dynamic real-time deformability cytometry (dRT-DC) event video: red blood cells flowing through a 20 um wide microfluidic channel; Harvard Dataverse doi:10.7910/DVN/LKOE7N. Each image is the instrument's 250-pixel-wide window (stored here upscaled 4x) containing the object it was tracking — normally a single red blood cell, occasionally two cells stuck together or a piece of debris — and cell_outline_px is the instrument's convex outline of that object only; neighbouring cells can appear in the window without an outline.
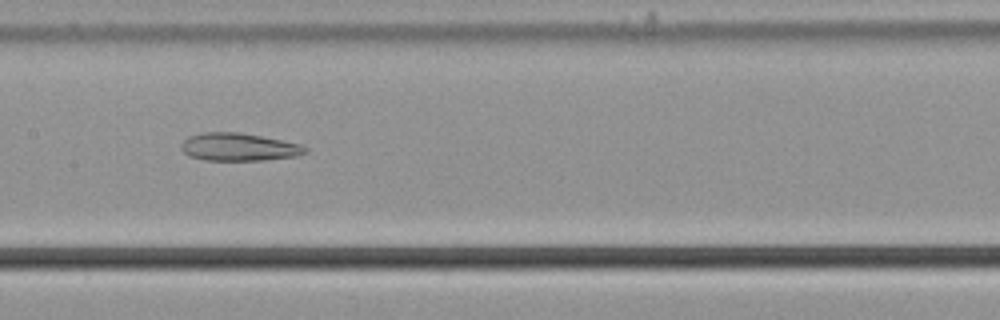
{"species": "common noctule bat (a hibernating species)", "species_latin": "Nyctalus noctula", "temperature_condition": "cold", "stored_images_in_passage": 55, "camera_frame_rate_fps": 3000, "um_per_image_px": 0.085, "animal": {"sex": "male", "body_mass_g": 21.5, "forearm_length_mm": 52.0}, "frame": {"image": 1, "passage_image": 28, "time_ms": 9.0, "image_size_px": [1000, 320], "cell_outline_px": [[308, 152], [296, 156], [264, 160], [204, 160], [188, 156], [180, 148], [180, 144], [188, 136], [200, 132], [240, 132], [300, 144], [308, 148]], "centroid_in_image_um": [20.25, 12.49], "position_along_channel_um": 187.1, "area_um2": 20.17}}
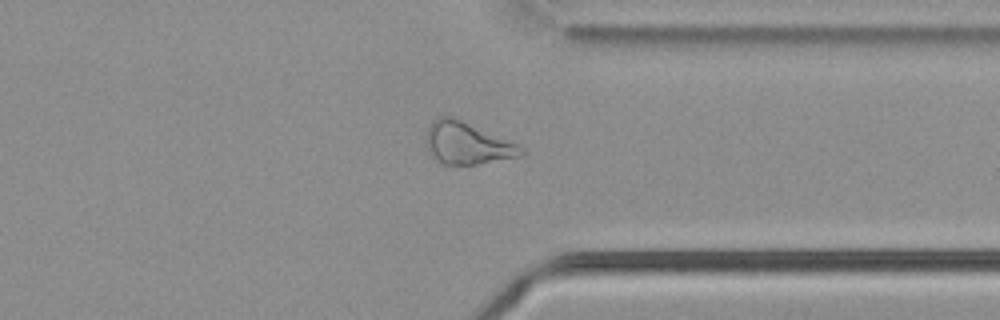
{"frame": {"image": 2, "passage_image": 43, "time_ms": 14.0, "image_size_px": [1000, 320], "cell_outline_px": [[524, 152], [520, 156], [480, 164], [444, 164], [436, 160], [428, 152], [428, 128], [432, 120], [440, 116], [452, 116], [516, 144], [524, 148]], "centroid_in_image_um": [39.69, 12.18], "position_along_channel_um": 371.7, "area_um2": 22.72}}
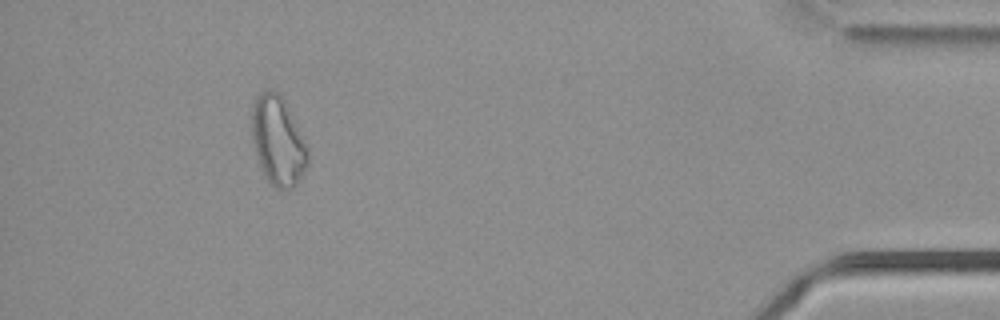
{"frame": {"image": 3, "passage_image": 51, "time_ms": 16.667, "image_size_px": [1000, 320], "cell_outline_px": [[308, 164], [296, 184], [288, 192], [284, 192], [276, 188], [268, 180], [260, 168], [256, 156], [252, 140], [252, 104], [256, 96], [260, 92], [272, 88], [280, 92], [308, 148]], "centroid_in_image_um": [23.61, 11.98], "position_along_channel_um": 411.6, "area_um2": 29.25}, "authors_computed_cell_mechanics": {"area_um2": 26.9926, "velocity_mm_per_s": 3.7239, "shape_relaxation_time_tau1_ms": null, "shape_relaxation_time_tau2_ms": 5.0431, "deformation_change_tau1": null, "deformation_change_tau2": 0.1555}}